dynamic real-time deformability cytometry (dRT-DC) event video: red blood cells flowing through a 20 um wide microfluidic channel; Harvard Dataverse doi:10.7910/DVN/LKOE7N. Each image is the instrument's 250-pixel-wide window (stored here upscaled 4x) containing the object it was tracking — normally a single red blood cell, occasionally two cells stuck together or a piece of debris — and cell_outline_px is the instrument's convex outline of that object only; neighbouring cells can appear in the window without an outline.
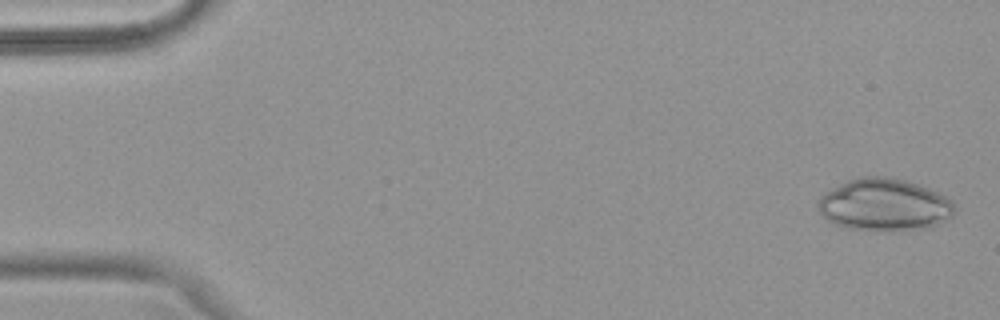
{"species": "common noctule bat (a hibernating species)", "species_latin": "Nyctalus noctula", "temperature_condition": "warm", "stored_images_in_passage": 50, "camera_frame_rate_fps": 3000, "um_per_image_px": 0.085, "animal": {"sex": "female", "body_mass_g": 18.4}, "frame": {"image": 1, "passage_image": 2, "time_ms": 0.333, "image_size_px": [1000, 320], "cell_outline_px": [[956, 212], [952, 216], [928, 228], [896, 232], [880, 232], [848, 228], [836, 224], [828, 220], [820, 212], [816, 204], [816, 200], [824, 192], [848, 180], [860, 176], [884, 176], [908, 180], [936, 192], [952, 200], [956, 208]], "centroid_in_image_um": [75.16, 17.43], "position_along_channel_um": 9.8, "area_um2": 42.19}}
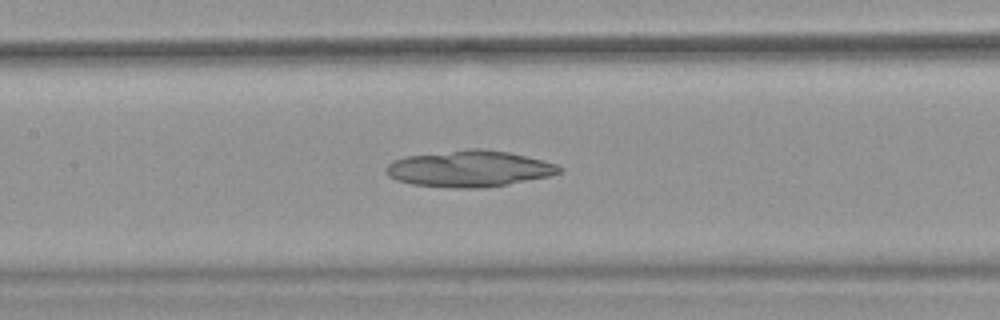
{"frame": {"image": 2, "passage_image": 24, "time_ms": 7.667, "image_size_px": [1000, 320], "cell_outline_px": [[564, 168], [560, 172], [548, 176], [508, 184], [480, 188], [452, 188], [412, 184], [396, 180], [388, 176], [384, 172], [384, 168], [392, 160], [408, 156], [468, 148], [480, 148], [508, 152], [556, 164]], "centroid_in_image_um": [39.83, 14.34], "position_along_channel_um": 167.6, "area_um2": 36.59}}
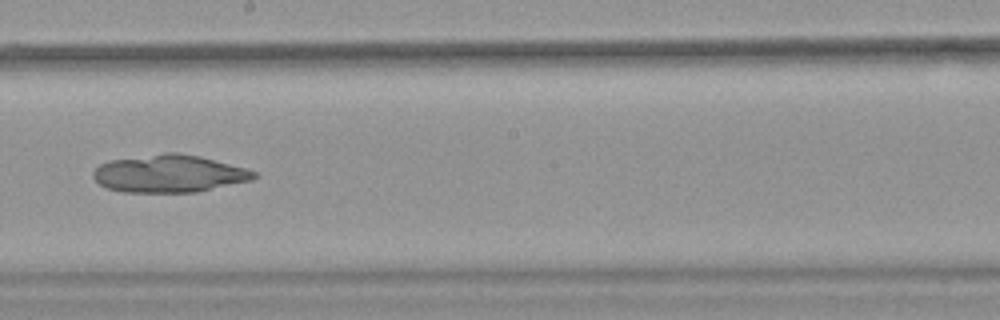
{"frame": {"image": 3, "passage_image": 29, "time_ms": 9.333, "image_size_px": [1000, 320], "cell_outline_px": [[256, 176], [252, 180], [196, 192], [124, 192], [108, 188], [100, 184], [92, 176], [92, 172], [100, 164], [108, 160], [164, 152], [176, 152], [200, 156], [244, 168], [256, 172]], "centroid_in_image_um": [14.34, 14.75], "position_along_channel_um": 233.9, "area_um2": 35.08}}